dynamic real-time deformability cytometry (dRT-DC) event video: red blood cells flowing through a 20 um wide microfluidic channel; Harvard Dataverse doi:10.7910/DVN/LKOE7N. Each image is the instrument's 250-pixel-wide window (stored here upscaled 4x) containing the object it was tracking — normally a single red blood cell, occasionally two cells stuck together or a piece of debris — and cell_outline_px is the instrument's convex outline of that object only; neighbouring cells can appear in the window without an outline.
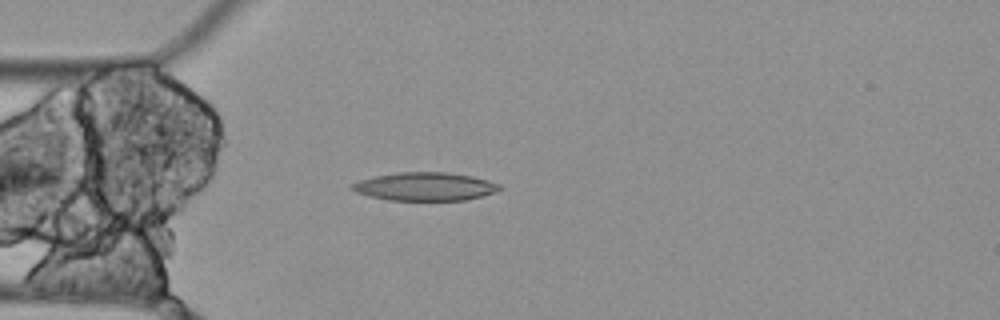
{"species": "Egyptian fruit bat (a non-hibernating species)", "species_latin": "Rousettus aegyptiacus", "temperature_condition": "cold", "stored_images_in_passage": 2, "camera_frame_rate_fps": 3000, "um_per_image_px": 0.085, "animal": {"sex": "female"}, "frame": {"image": 1, "passage_image": 2, "time_ms": 0.333, "image_size_px": [1000, 320], "cell_outline_px": [[504, 188], [496, 192], [464, 200], [388, 200], [368, 196], [356, 192], [348, 188], [352, 184], [360, 180], [376, 176], [396, 172], [448, 172], [472, 176], [488, 180], [500, 184]], "centroid_in_image_um": [36.13, 15.85], "position_along_channel_um": 48.9, "area_um2": 24.39}}